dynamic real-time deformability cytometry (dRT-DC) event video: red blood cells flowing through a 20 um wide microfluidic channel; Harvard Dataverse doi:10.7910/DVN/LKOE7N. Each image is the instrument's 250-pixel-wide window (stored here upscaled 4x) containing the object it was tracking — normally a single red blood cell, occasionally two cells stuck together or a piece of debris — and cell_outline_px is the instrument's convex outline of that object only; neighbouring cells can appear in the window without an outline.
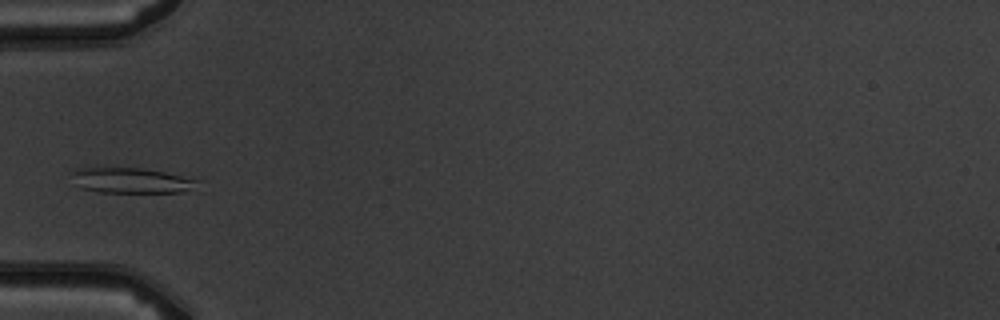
{"species": "common noctule bat (a hibernating species)", "species_latin": "Nyctalus noctula", "temperature_condition": "warm", "stored_images_in_passage": 7, "camera_frame_rate_fps": 3000, "um_per_image_px": 0.085, "animal": {"sex": "male", "body_mass_g": 19.5, "forearm_length_mm": 54.6}, "frame": {"image": 1, "passage_image": 6, "time_ms": 6.0, "image_size_px": [1000, 320], "cell_outline_px": [[200, 180], [188, 188], [180, 192], [100, 192], [80, 188], [72, 184], [68, 172], [76, 168], [140, 168], [164, 172]], "centroid_in_image_um": [10.95, 15.33], "position_along_channel_um": 74.0, "area_um2": 18.5}}
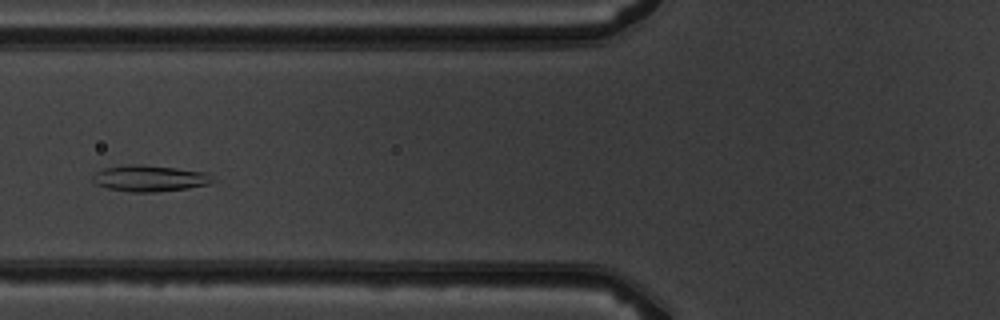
{"frame": {"image": 2, "passage_image": 7, "time_ms": 7.0, "image_size_px": [1000, 320], "cell_outline_px": [[216, 180], [208, 184], [188, 188], [152, 192], [132, 192], [108, 188], [96, 184], [92, 180], [92, 176], [96, 172], [104, 168], [124, 164], [140, 164], [176, 168], [208, 172]], "centroid_in_image_um": [12.73, 15.15], "position_along_channel_um": 113.1, "area_um2": 18.44}}